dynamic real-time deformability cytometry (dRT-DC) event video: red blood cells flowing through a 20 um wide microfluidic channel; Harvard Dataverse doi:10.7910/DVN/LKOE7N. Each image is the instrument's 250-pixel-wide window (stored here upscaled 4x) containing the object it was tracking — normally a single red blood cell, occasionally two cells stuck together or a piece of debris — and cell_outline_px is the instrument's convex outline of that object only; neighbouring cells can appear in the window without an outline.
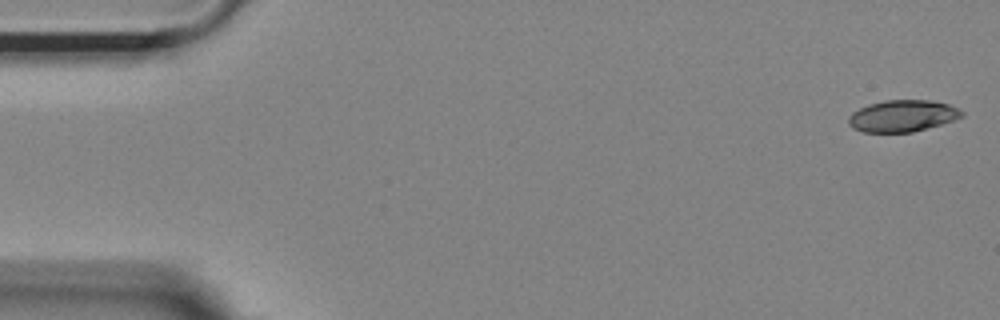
{"species": "Egyptian fruit bat (a non-hibernating species)", "species_latin": "Rousettus aegyptiacus", "temperature_condition": "room temperature", "stored_images_in_passage": 22, "camera_frame_rate_fps": 3000, "um_per_image_px": 0.085, "animal": {"sex": "female"}, "frame": {"image": 1, "passage_image": 1, "time_ms": 0.0, "image_size_px": [1000, 320], "cell_outline_px": [[964, 116], [940, 124], [912, 132], [860, 132], [852, 128], [848, 124], [848, 116], [852, 112], [868, 104], [884, 100], [932, 100], [948, 104], [960, 108], [964, 112]], "centroid_in_image_um": [76.69, 9.84], "position_along_channel_um": 8.3, "area_um2": 21.04}}
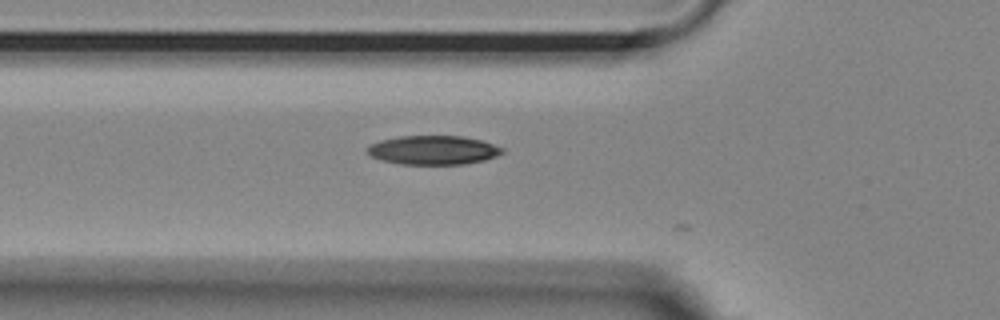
{"frame": {"image": 2, "passage_image": 18, "time_ms": 5.667, "image_size_px": [1000, 320], "cell_outline_px": [[504, 152], [496, 156], [484, 160], [464, 164], [400, 164], [380, 160], [372, 156], [368, 152], [368, 144], [380, 140], [400, 136], [464, 136], [480, 140], [504, 148]], "centroid_in_image_um": [36.81, 12.75], "position_along_channel_um": 89.0, "area_um2": 22.77}}
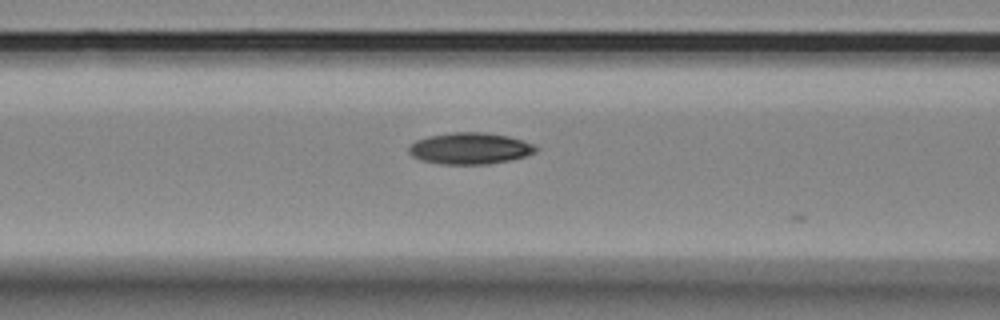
{"frame": {"image": 3, "passage_image": 21, "time_ms": 6.667, "image_size_px": [1000, 320], "cell_outline_px": [[540, 148], [536, 152], [512, 160], [488, 164], [440, 164], [420, 160], [412, 156], [408, 152], [408, 148], [416, 140], [428, 136], [452, 132], [484, 132], [508, 136], [524, 140]], "centroid_in_image_um": [39.95, 12.61], "position_along_channel_um": 126.6, "area_um2": 23.47}}